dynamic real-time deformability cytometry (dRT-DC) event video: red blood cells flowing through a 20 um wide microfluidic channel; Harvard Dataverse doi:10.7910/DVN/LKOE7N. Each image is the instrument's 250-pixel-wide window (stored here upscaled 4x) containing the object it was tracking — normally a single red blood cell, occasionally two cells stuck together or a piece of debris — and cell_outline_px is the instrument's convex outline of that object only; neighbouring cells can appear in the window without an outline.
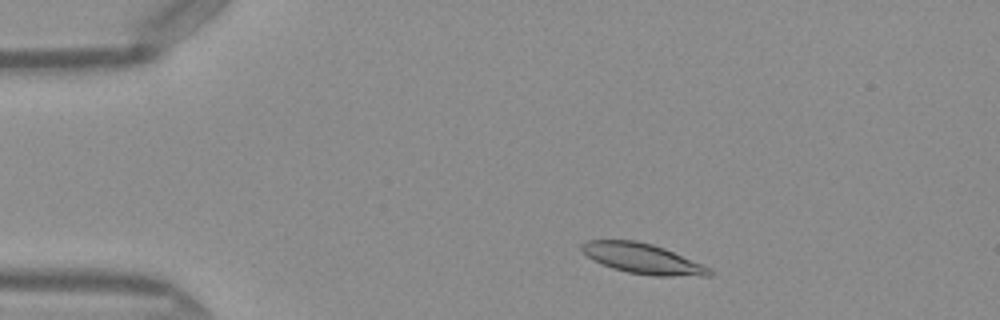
{"species": "Egyptian fruit bat (a non-hibernating species)", "species_latin": "Rousettus aegyptiacus", "temperature_condition": "warm", "stored_images_in_passage": 46, "camera_frame_rate_fps": 3000, "um_per_image_px": 0.085, "frame": {"image": 1, "passage_image": 5, "time_ms": 1.333, "image_size_px": [1000, 320], "cell_outline_px": [[712, 276], [656, 276], [628, 272], [612, 268], [600, 264], [592, 260], [580, 248], [580, 244], [588, 240], [636, 240], [652, 244], [664, 248], [712, 268]], "centroid_in_image_um": [54.62, 21.98], "position_along_channel_um": 30.4, "area_um2": 22.54}}
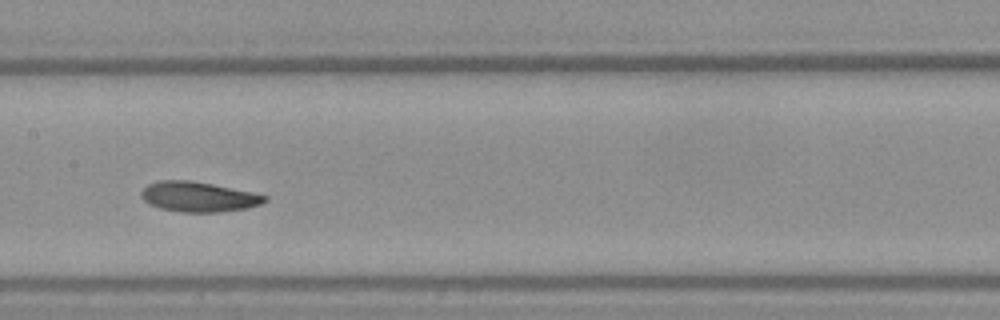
{"frame": {"image": 2, "passage_image": 21, "time_ms": 6.667, "image_size_px": [1000, 320], "cell_outline_px": [[268, 200], [260, 204], [244, 208], [220, 212], [180, 212], [160, 208], [144, 200], [140, 196], [140, 192], [148, 184], [160, 180], [192, 180], [252, 192], [268, 196]], "centroid_in_image_um": [16.86, 16.72], "position_along_channel_um": 190.5, "area_um2": 21.5}}
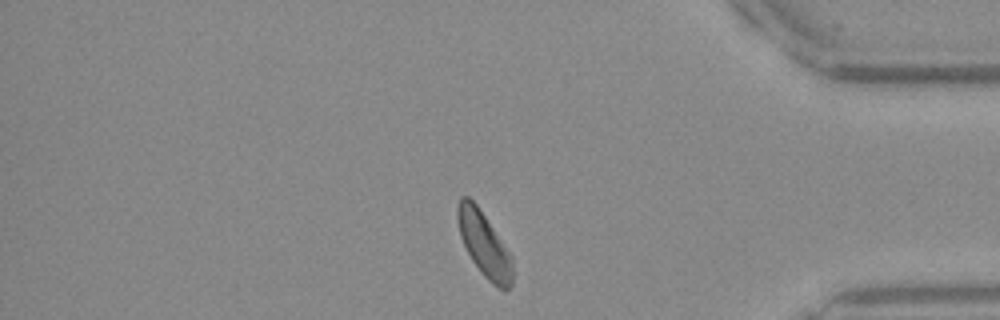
{"frame": {"image": 3, "passage_image": 38, "time_ms": 12.333, "image_size_px": [1000, 320], "cell_outline_px": [[516, 272], [512, 284], [504, 292], [492, 284], [480, 272], [472, 260], [460, 236], [456, 220], [456, 208], [460, 196], [468, 196], [476, 204], [512, 256]], "centroid_in_image_um": [41.18, 20.82], "position_along_channel_um": 394.0, "area_um2": 21.04}, "authors_computed_cell_mechanics": {"area_um2": 21.7906, "velocity_mm_per_s": 4.0595, "shape_relaxation_time_tau1_ms": 2.4861, "shape_relaxation_time_tau2_ms": 6.3163, "deformation_change_tau1": 0.1071, "deformation_change_tau2": 0.1187}}